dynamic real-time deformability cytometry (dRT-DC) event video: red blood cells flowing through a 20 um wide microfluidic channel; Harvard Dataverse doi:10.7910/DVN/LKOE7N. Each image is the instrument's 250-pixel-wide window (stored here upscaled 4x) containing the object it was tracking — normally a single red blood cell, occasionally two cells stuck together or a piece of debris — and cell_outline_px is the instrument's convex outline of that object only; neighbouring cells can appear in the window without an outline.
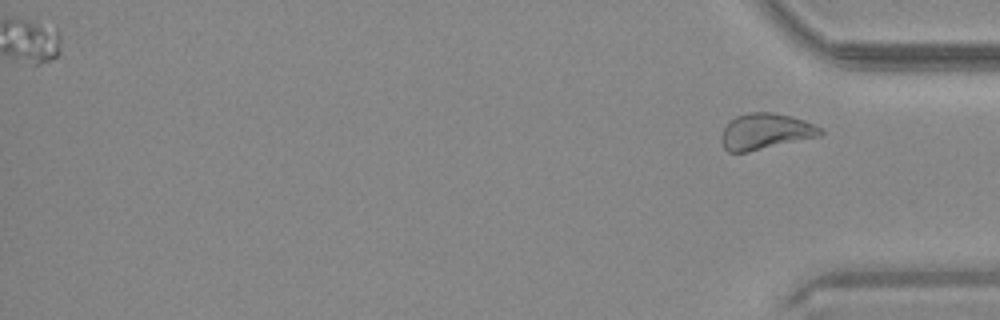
{"species": "common noctule bat (a hibernating species)", "species_latin": "Nyctalus noctula", "temperature_condition": "warm", "stored_images_in_passage": 36, "segment_of_instrument_passage": [2, 2], "camera_frame_rate_fps": 3000, "um_per_image_px": 0.085, "animal": {"sex": "male", "body_mass_g": 20.4}, "frame": {"image": 1, "passage_image": 36, "time_ms": 11.667, "image_size_px": [1000, 320], "cell_outline_px": [[824, 132], [820, 136], [748, 152], [728, 152], [724, 148], [720, 140], [720, 136], [724, 128], [736, 116], [748, 112], [772, 112], [792, 116], [804, 120], [824, 128]], "centroid_in_image_um": [65.08, 11.17], "position_along_channel_um": 370.1, "area_um2": 20.92}}